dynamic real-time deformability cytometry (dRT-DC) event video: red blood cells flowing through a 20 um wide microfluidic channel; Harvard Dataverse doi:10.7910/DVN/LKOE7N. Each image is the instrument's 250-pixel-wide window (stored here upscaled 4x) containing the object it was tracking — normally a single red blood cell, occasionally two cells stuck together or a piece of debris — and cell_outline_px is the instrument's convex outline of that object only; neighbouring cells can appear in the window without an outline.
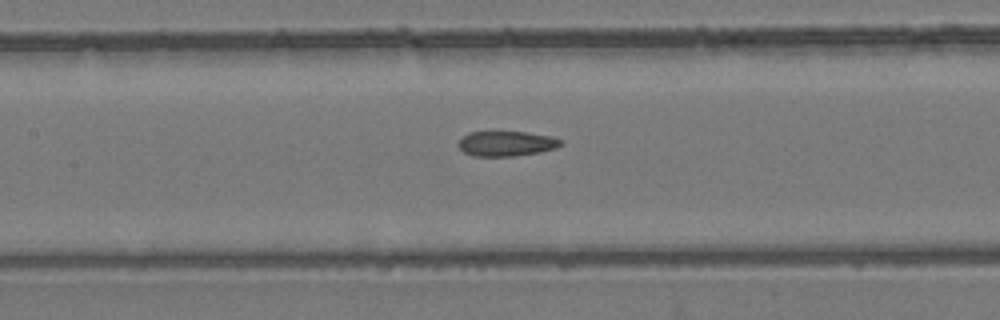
{"species": "common noctule bat (a hibernating species)", "species_latin": "Nyctalus noctula", "temperature_condition": "room temperature", "stored_images_in_passage": 4, "camera_frame_rate_fps": 3000, "um_per_image_px": 0.085, "animal": {"sex": "female", "body_mass_g": 24.6, "forearm_length_mm": 56.2}, "frame": {"image": 1, "passage_image": 4, "time_ms": 4.0, "image_size_px": [1000, 320], "cell_outline_px": [[564, 144], [556, 148], [540, 152], [512, 156], [472, 156], [464, 152], [460, 148], [460, 140], [468, 132], [492, 128], [524, 132], [552, 136], [564, 140]], "centroid_in_image_um": [43.05, 12.15], "position_along_channel_um": 164.3, "area_um2": 15.72}}